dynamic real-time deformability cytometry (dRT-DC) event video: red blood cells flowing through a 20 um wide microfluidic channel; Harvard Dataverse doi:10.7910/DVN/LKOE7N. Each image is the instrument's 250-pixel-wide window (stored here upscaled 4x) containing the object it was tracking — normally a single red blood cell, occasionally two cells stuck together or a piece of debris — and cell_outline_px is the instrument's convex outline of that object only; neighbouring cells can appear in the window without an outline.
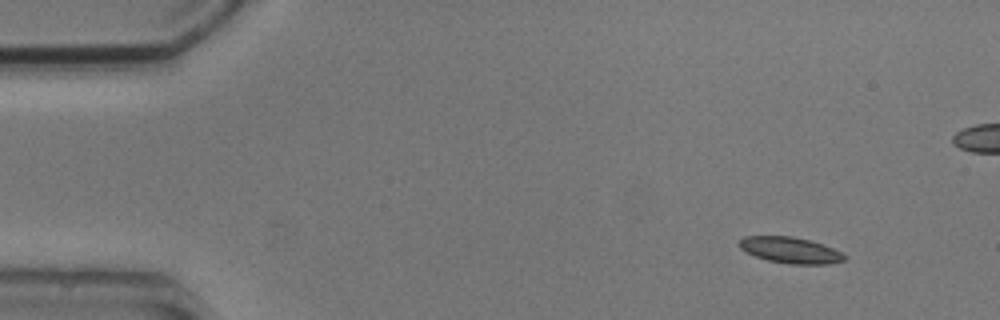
{"species": "common noctule bat (a hibernating species)", "species_latin": "Nyctalus noctula", "temperature_condition": "cold", "stored_images_in_passage": 9, "camera_frame_rate_fps": 3000, "um_per_image_px": 0.085, "animal": {"sex": "male", "body_mass_g": 20.5, "forearm_length_mm": 52.5}, "frame": {"image": 1, "passage_image": 1, "time_ms": 0.0, "image_size_px": [1000, 320], "cell_outline_px": [[848, 256], [844, 260], [828, 264], [788, 264], [768, 260], [756, 256], [740, 248], [736, 244], [744, 236], [792, 236], [808, 240], [844, 252]], "centroid_in_image_um": [67.19, 21.26], "position_along_channel_um": 17.8, "area_um2": 15.95}}